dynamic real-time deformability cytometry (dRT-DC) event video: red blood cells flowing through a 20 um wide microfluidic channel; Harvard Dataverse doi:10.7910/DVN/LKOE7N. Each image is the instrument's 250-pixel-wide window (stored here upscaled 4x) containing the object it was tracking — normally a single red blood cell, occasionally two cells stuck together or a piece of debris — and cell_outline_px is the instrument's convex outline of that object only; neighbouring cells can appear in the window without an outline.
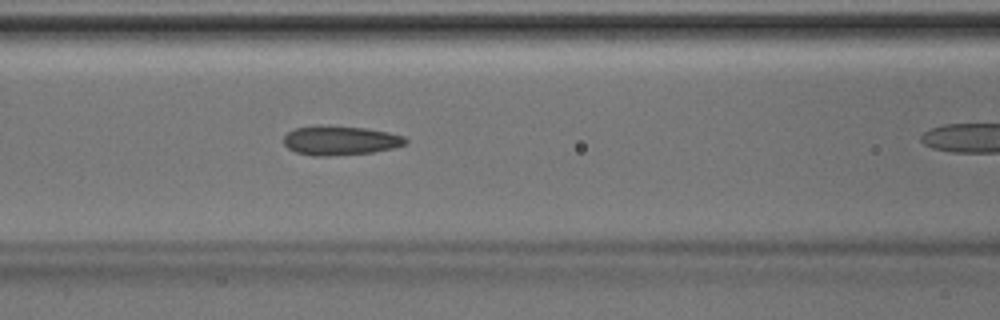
{"species": "Egyptian fruit bat (a non-hibernating species)", "species_latin": "Rousettus aegyptiacus", "temperature_condition": "room temperature", "stored_images_in_passage": 11, "camera_frame_rate_fps": 3000, "um_per_image_px": 0.085, "animal": {"sex": "male"}, "frame": {"image": 1, "passage_image": 10, "time_ms": 3.0, "image_size_px": [1000, 320], "cell_outline_px": [[408, 140], [404, 144], [392, 148], [372, 152], [328, 156], [316, 156], [296, 152], [288, 148], [284, 144], [284, 136], [288, 132], [296, 128], [320, 124], [328, 124], [364, 128], [388, 132], [404, 136]], "centroid_in_image_um": [28.89, 11.92], "position_along_channel_um": 137.7, "area_um2": 20.87}}